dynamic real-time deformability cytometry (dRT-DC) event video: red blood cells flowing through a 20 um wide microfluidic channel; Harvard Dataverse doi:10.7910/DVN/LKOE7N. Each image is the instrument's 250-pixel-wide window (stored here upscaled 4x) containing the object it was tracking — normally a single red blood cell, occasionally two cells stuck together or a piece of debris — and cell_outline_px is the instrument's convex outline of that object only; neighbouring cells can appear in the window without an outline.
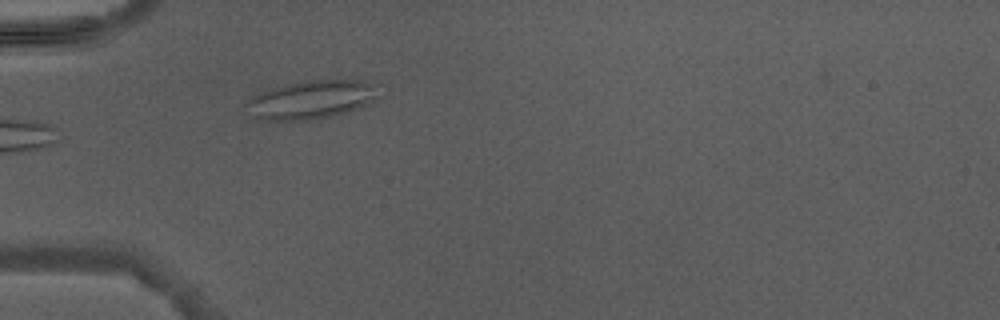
{"species": "Egyptian fruit bat (a non-hibernating species)", "species_latin": "Rousettus aegyptiacus", "temperature_condition": "warm", "stored_images_in_passage": 1, "camera_frame_rate_fps": 3000, "um_per_image_px": 0.085, "animal": {"sex": "male"}, "frame": {"image": 1, "passage_image": 1, "time_ms": 0.0, "image_size_px": [1000, 320], "cell_outline_px": [[380, 84], [376, 96], [364, 104], [356, 108], [332, 116], [308, 120], [256, 120], [252, 116], [244, 104], [244, 100], [272, 88], [304, 80], [364, 80]], "centroid_in_image_um": [26.41, 8.46], "position_along_channel_um": 58.6, "area_um2": 29.54}}